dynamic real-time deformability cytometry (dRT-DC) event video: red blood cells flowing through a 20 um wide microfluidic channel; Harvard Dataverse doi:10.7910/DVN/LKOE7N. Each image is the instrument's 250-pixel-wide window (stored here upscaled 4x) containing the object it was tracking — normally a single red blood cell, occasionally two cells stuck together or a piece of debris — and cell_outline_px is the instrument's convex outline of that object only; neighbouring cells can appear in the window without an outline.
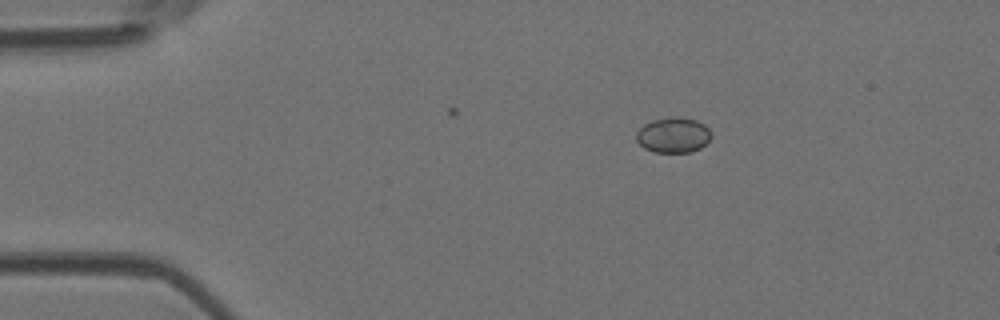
{"species": "Egyptian fruit bat (a non-hibernating species)", "species_latin": "Rousettus aegyptiacus", "temperature_condition": "room temperature", "stored_images_in_passage": 4, "camera_frame_rate_fps": 3000, "um_per_image_px": 0.085, "animal": {"sex": "female"}, "frame": {"image": 1, "passage_image": 1, "time_ms": 0.0, "image_size_px": [1000, 320], "cell_outline_px": [[712, 136], [700, 148], [692, 152], [656, 152], [644, 148], [636, 140], [636, 132], [644, 124], [652, 120], [668, 116], [680, 116], [696, 120], [704, 124], [708, 128]], "centroid_in_image_um": [57.22, 11.46], "position_along_channel_um": 27.8, "area_um2": 15.55}}
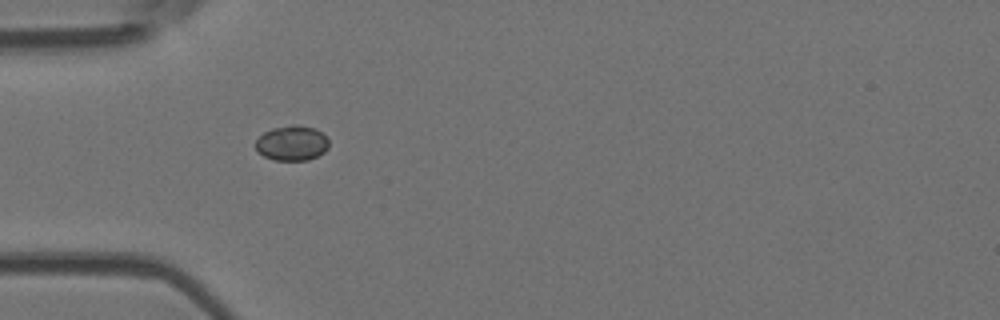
{"frame": {"image": 2, "passage_image": 3, "time_ms": 2.333, "image_size_px": [1000, 320], "cell_outline_px": [[328, 148], [324, 152], [308, 160], [276, 160], [264, 156], [256, 148], [256, 140], [264, 132], [272, 128], [292, 124], [296, 124], [316, 128], [328, 140]], "centroid_in_image_um": [24.82, 12.15], "position_along_channel_um": 60.2, "area_um2": 14.85}}
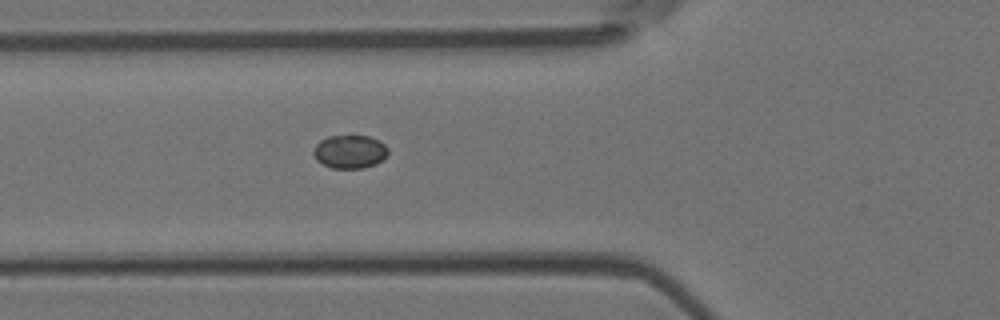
{"frame": {"image": 3, "passage_image": 4, "time_ms": 3.333, "image_size_px": [1000, 320], "cell_outline_px": [[388, 156], [376, 164], [364, 168], [332, 168], [316, 160], [312, 152], [316, 144], [320, 140], [328, 136], [368, 136], [380, 140], [388, 148]], "centroid_in_image_um": [29.75, 12.89], "position_along_channel_um": 96.1, "area_um2": 14.62}}